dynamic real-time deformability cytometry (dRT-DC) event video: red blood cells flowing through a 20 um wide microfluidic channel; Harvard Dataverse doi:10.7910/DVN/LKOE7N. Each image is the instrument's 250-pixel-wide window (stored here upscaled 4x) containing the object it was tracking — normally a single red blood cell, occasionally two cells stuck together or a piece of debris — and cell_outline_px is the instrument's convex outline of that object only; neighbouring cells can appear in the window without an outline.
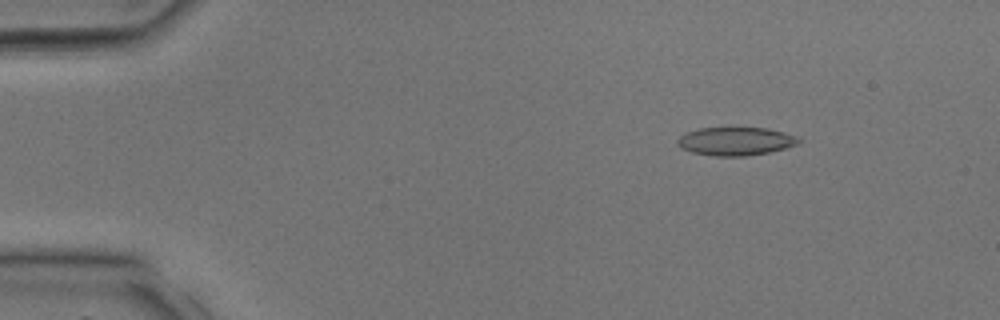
{"species": "common noctule bat (a hibernating species)", "species_latin": "Nyctalus noctula", "temperature_condition": "room temperature", "stored_images_in_passage": 31, "segment_of_instrument_passage": [1, 2], "camera_frame_rate_fps": 3000, "um_per_image_px": 0.085, "animal": {"sex": "male", "body_mass_g": 17.9, "forearm_length_mm": 54.2}, "frame": {"image": 1, "passage_image": 1, "time_ms": 0.0, "image_size_px": [1000, 320], "cell_outline_px": [[800, 140], [796, 144], [784, 148], [768, 152], [748, 156], [712, 156], [692, 152], [680, 148], [676, 144], [676, 140], [680, 136], [688, 132], [700, 128], [768, 128], [800, 136]], "centroid_in_image_um": [62.52, 12.01], "position_along_channel_um": 22.5, "area_um2": 20.0}}
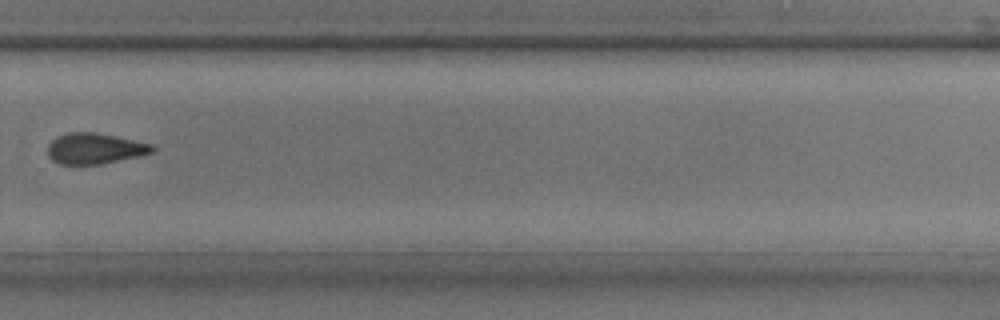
{"frame": {"image": 2, "passage_image": 20, "time_ms": 6.333, "image_size_px": [1000, 320], "cell_outline_px": [[156, 148], [152, 152], [136, 156], [100, 164], [60, 164], [52, 160], [48, 156], [48, 144], [56, 136], [68, 132], [92, 132], [152, 144]], "centroid_in_image_um": [7.99, 12.62], "position_along_channel_um": 321.8, "area_um2": 18.44}}
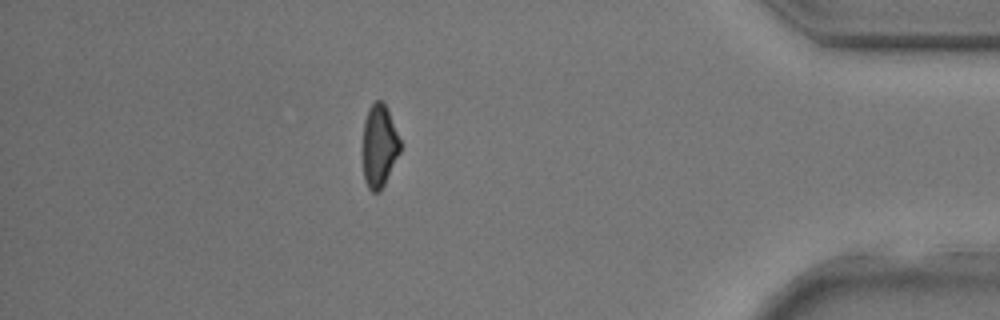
{"frame": {"image": 3, "passage_image": 26, "time_ms": 8.333, "image_size_px": [1000, 320], "cell_outline_px": [[400, 152], [380, 192], [372, 192], [368, 188], [364, 180], [364, 120], [368, 108], [376, 100], [380, 100], [388, 108], [400, 140]], "centroid_in_image_um": [32.24, 12.39], "position_along_channel_um": 403.0, "area_um2": 17.8}}